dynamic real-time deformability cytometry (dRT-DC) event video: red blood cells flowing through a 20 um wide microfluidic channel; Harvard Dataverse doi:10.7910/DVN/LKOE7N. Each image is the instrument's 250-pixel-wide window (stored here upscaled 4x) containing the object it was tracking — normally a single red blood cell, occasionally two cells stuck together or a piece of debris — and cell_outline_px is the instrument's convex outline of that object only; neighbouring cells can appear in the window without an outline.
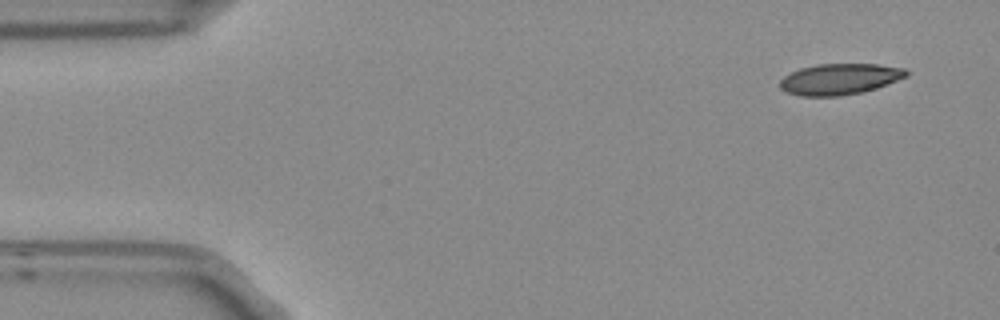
{"species": "Egyptian fruit bat (a non-hibernating species)", "species_latin": "Rousettus aegyptiacus", "temperature_condition": "room temperature", "stored_images_in_passage": 4, "camera_frame_rate_fps": 3000, "um_per_image_px": 0.085, "frame": {"image": 1, "passage_image": 1, "time_ms": 0.0, "image_size_px": [1000, 320], "cell_outline_px": [[908, 76], [876, 88], [864, 92], [840, 96], [800, 96], [784, 92], [780, 88], [780, 80], [784, 76], [800, 68], [816, 64], [876, 64], [904, 68], [908, 72]], "centroid_in_image_um": [71.35, 6.73], "position_along_channel_um": 13.6, "area_um2": 22.95}}
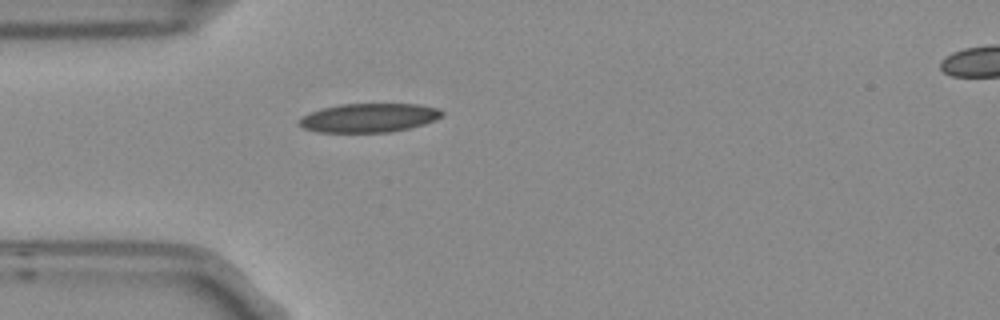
{"frame": {"image": 2, "passage_image": 4, "time_ms": 1.0, "image_size_px": [1000, 320], "cell_outline_px": [[444, 116], [424, 124], [392, 132], [316, 132], [304, 128], [296, 124], [296, 120], [300, 116], [320, 108], [340, 104], [420, 104], [440, 108], [444, 112]], "centroid_in_image_um": [31.33, 10.01], "position_along_channel_um": 53.7, "area_um2": 24.45}}